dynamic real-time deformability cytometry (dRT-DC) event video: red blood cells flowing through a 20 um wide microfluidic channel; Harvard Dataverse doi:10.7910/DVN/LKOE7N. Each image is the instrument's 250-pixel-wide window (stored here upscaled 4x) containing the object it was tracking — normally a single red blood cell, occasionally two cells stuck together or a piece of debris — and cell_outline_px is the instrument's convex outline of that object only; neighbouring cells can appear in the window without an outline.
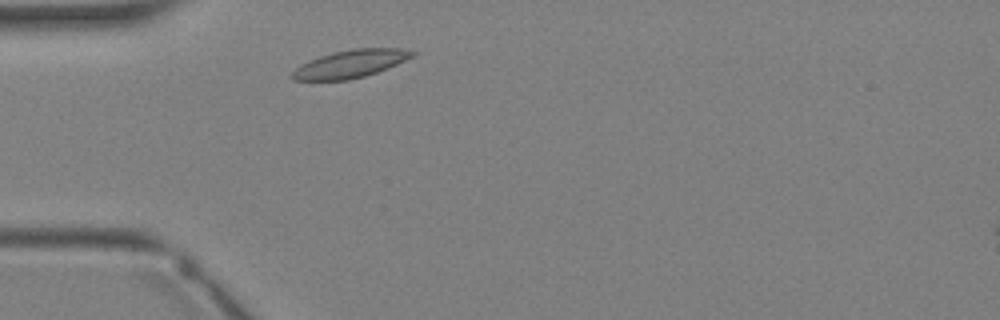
{"species": "Egyptian fruit bat (a non-hibernating species)", "species_latin": "Rousettus aegyptiacus", "temperature_condition": "warm", "stored_images_in_passage": 1, "camera_frame_rate_fps": 3000, "um_per_image_px": 0.085, "animal": {"sex": "female"}, "frame": {"image": 1, "passage_image": 1, "time_ms": 0.0, "image_size_px": [1000, 320], "cell_outline_px": [[416, 52], [412, 56], [388, 68], [364, 76], [348, 80], [292, 80], [288, 76], [300, 64], [308, 60], [332, 52], [352, 48], [400, 48]], "centroid_in_image_um": [29.72, 5.43], "position_along_channel_um": 55.3, "area_um2": 19.42}}